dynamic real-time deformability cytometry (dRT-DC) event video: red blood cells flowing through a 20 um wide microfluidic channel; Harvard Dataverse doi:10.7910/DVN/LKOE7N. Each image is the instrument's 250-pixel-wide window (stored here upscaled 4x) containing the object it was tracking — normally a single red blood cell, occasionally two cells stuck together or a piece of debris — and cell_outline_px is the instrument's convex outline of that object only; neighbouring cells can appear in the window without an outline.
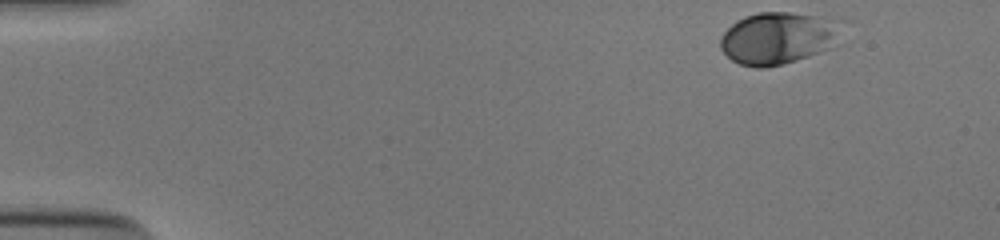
{"species": "human", "species_latin": "Homo sapiens", "temperature_condition": "cold", "stored_images_in_passage": 41, "camera_frame_rate_fps": 3000, "um_per_image_px": 0.085, "donor": {"sex": "male"}, "frame": {"image": 1, "passage_image": 1, "time_ms": 0.0, "image_size_px": [1000, 240], "cell_outline_px": [[832, 48], [796, 60], [764, 68], [756, 68], [740, 64], [732, 60], [720, 48], [720, 36], [736, 20], [744, 16], [756, 12], [788, 12], [820, 16], [828, 28]], "centroid_in_image_um": [65.84, 3.27], "position_along_channel_um": 19.2, "area_um2": 34.8}}
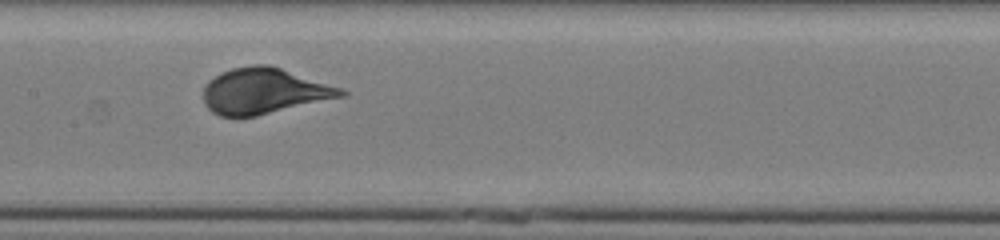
{"frame": {"image": 2, "passage_image": 23, "time_ms": 7.333, "image_size_px": [1000, 240], "cell_outline_px": [[348, 96], [256, 116], [220, 116], [212, 112], [204, 104], [204, 84], [208, 80], [220, 72], [232, 68], [252, 64], [268, 64], [340, 88], [348, 92]], "centroid_in_image_um": [22.42, 7.74], "position_along_channel_um": 185.0, "area_um2": 36.76}}
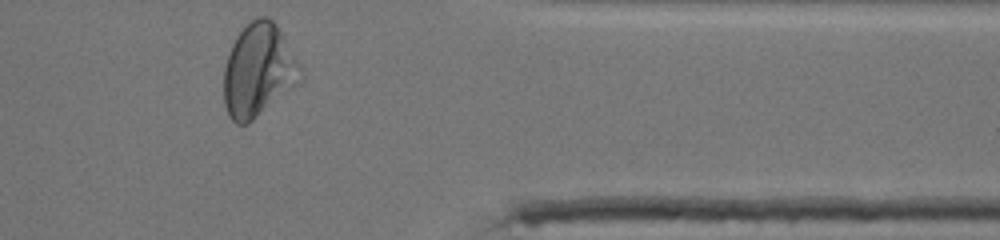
{"frame": {"image": 3, "passage_image": 40, "time_ms": 13.0, "image_size_px": [1000, 240], "cell_outline_px": [[284, 80], [252, 120], [248, 124], [236, 124], [228, 116], [224, 104], [224, 68], [232, 44], [236, 36], [252, 20], [260, 16], [268, 16], [276, 24], [280, 32], [284, 60]], "centroid_in_image_um": [21.51, 5.92], "position_along_channel_um": 389.9, "area_um2": 34.62}, "authors_computed_cell_mechanics": {"area_um2": 36.0094, "velocity_mm_per_s": 3.8623, "shape_relaxation_time_tau1_ms": 3.1035, "shape_relaxation_time_tau2_ms": null, "deformation_change_tau1": 0.1476, "deformation_change_tau2": null}}